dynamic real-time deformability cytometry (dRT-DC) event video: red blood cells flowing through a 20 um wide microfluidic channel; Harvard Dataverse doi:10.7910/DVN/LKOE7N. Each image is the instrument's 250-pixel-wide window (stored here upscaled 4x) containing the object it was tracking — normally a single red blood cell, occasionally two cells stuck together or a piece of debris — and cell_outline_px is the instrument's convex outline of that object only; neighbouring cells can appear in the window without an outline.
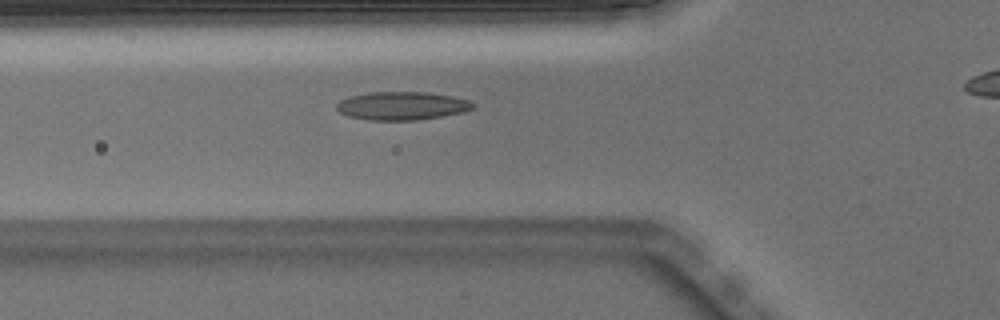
{"species": "Egyptian fruit bat (a non-hibernating species)", "species_latin": "Rousettus aegyptiacus", "temperature_condition": "warm", "stored_images_in_passage": 34, "camera_frame_rate_fps": 3000, "um_per_image_px": 0.085, "animal": {"sex": "male"}, "frame": {"image": 1, "passage_image": 8, "time_ms": 2.333, "image_size_px": [1000, 320], "cell_outline_px": [[476, 108], [464, 112], [416, 120], [368, 120], [348, 116], [340, 112], [336, 108], [336, 104], [340, 100], [348, 96], [368, 92], [428, 92], [452, 96], [468, 100], [476, 104]], "centroid_in_image_um": [34.17, 8.99], "position_along_channel_um": 91.6, "area_um2": 22.6}}
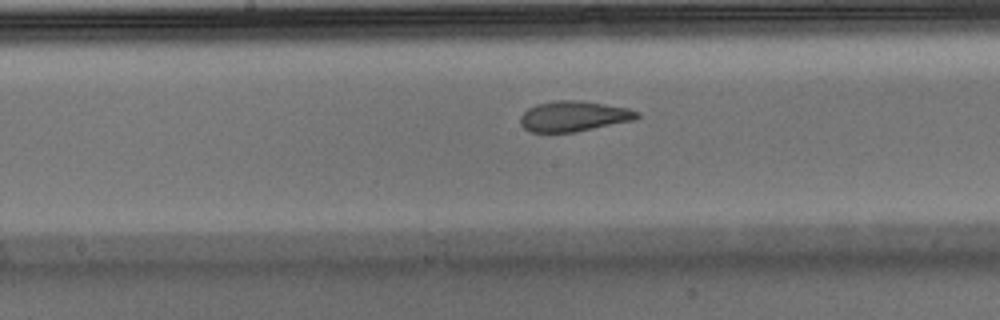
{"frame": {"image": 2, "passage_image": 16, "time_ms": 5.0, "image_size_px": [1000, 320], "cell_outline_px": [[640, 116], [636, 120], [576, 132], [532, 132], [524, 128], [520, 124], [520, 116], [528, 108], [536, 104], [556, 100], [580, 100], [628, 108], [640, 112]], "centroid_in_image_um": [48.79, 9.88], "position_along_channel_um": 199.4, "area_um2": 20.87}}
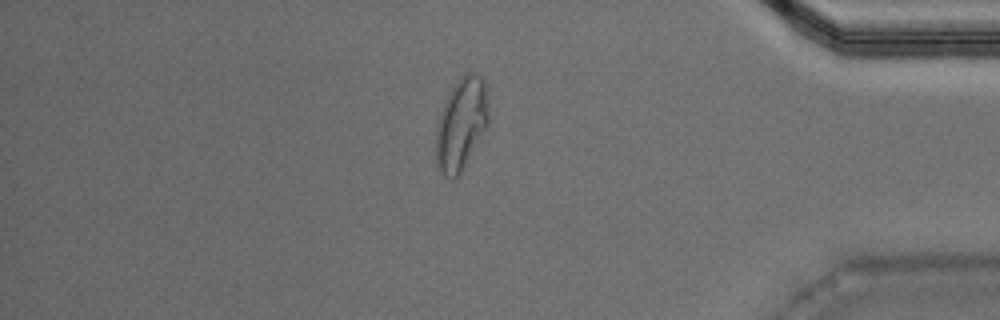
{"frame": {"image": 3, "passage_image": 33, "time_ms": 10.667, "image_size_px": [1000, 320], "cell_outline_px": [[488, 124], [460, 176], [452, 180], [444, 176], [436, 168], [436, 128], [448, 92], [468, 72], [472, 72], [480, 76], [484, 80], [488, 108]], "centroid_in_image_um": [39.19, 10.62], "position_along_channel_um": 396.0, "area_um2": 28.15}}